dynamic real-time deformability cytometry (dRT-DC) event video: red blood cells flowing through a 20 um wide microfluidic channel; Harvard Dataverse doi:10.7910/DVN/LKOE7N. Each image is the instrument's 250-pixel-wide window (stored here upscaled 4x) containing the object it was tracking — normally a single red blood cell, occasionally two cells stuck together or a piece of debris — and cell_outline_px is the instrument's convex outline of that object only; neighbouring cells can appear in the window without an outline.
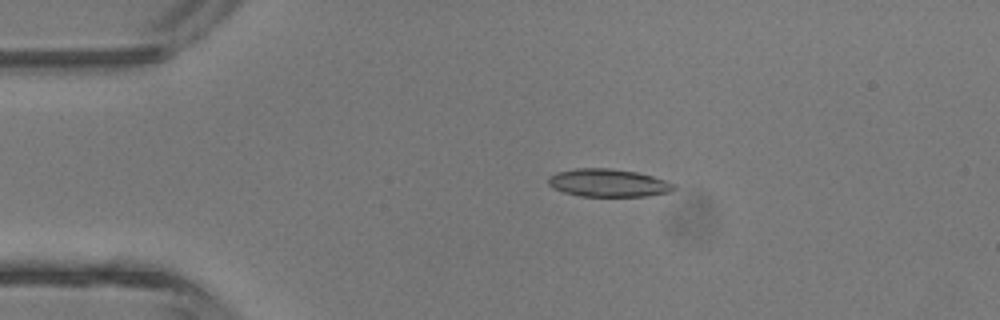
{"species": "common noctule bat (a hibernating species)", "species_latin": "Nyctalus noctula", "temperature_condition": "room temperature", "stored_images_in_passage": 4, "camera_frame_rate_fps": 3000, "um_per_image_px": 0.085, "animal": {"sex": "male", "body_mass_g": 13.3}, "frame": {"image": 1, "passage_image": 3, "time_ms": 2.333, "image_size_px": [1000, 320], "cell_outline_px": [[676, 188], [668, 192], [648, 196], [580, 196], [564, 192], [552, 188], [548, 184], [548, 176], [556, 172], [576, 168], [612, 168], [636, 172], [652, 176], [676, 184]], "centroid_in_image_um": [51.67, 15.54], "position_along_channel_um": 33.3, "area_um2": 20.46}}